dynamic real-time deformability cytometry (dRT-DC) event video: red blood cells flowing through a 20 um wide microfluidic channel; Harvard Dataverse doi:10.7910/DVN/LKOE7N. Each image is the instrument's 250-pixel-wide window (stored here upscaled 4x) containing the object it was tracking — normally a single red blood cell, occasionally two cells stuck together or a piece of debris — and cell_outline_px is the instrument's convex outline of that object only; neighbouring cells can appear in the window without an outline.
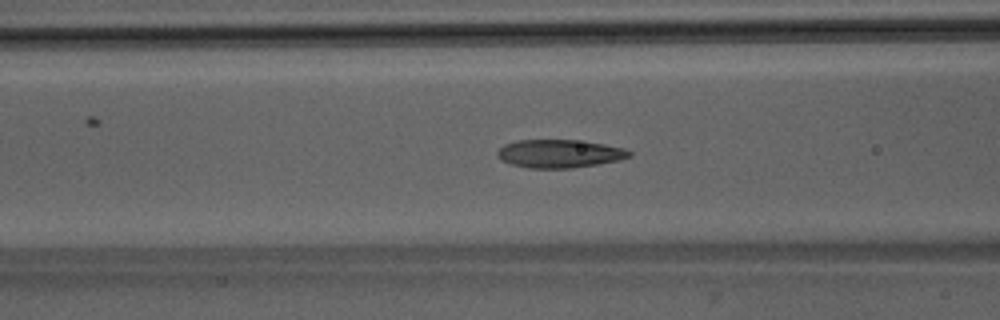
{"species": "Egyptian fruit bat (a non-hibernating species)", "species_latin": "Rousettus aegyptiacus", "temperature_condition": "room temperature", "stored_images_in_passage": 42, "camera_frame_rate_fps": 3000, "um_per_image_px": 0.085, "animal": {"sex": "male"}, "frame": {"image": 1, "passage_image": 19, "time_ms": 6.0, "image_size_px": [1000, 320], "cell_outline_px": [[632, 156], [620, 160], [572, 168], [528, 168], [512, 164], [500, 160], [496, 156], [496, 152], [504, 144], [516, 140], [576, 140], [604, 144], [624, 148], [632, 152]], "centroid_in_image_um": [47.54, 13.06], "position_along_channel_um": 119.1, "area_um2": 21.73}}
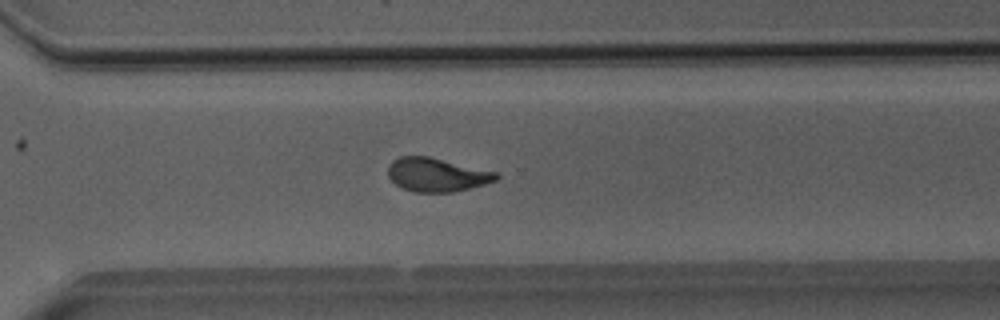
{"frame": {"image": 2, "passage_image": 35, "time_ms": 11.333, "image_size_px": [1000, 320], "cell_outline_px": [[500, 176], [496, 180], [484, 184], [452, 192], [416, 192], [404, 188], [396, 184], [388, 176], [388, 164], [392, 160], [400, 156], [428, 156], [496, 172]], "centroid_in_image_um": [37.09, 14.84], "position_along_channel_um": 333.5, "area_um2": 20.98}}
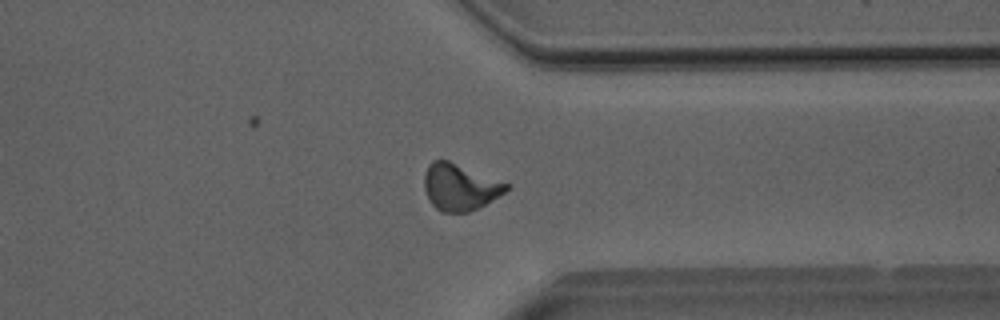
{"frame": {"image": 3, "passage_image": 38, "time_ms": 12.333, "image_size_px": [1000, 320], "cell_outline_px": [[508, 188], [504, 192], [484, 204], [468, 212], [440, 212], [432, 204], [424, 188], [424, 176], [428, 164], [432, 160], [448, 160], [508, 184]], "centroid_in_image_um": [39.03, 15.89], "position_along_channel_um": 372.4, "area_um2": 21.73}, "authors_computed_cell_mechanics": {"area_um2": 21.7906, "velocity_mm_per_s": 4.0257, "shape_relaxation_time_tau1_ms": 4.9768, "shape_relaxation_time_tau2_ms": 1.3316, "deformation_change_tau1": 0.1671, "deformation_change_tau2": 0.081}}